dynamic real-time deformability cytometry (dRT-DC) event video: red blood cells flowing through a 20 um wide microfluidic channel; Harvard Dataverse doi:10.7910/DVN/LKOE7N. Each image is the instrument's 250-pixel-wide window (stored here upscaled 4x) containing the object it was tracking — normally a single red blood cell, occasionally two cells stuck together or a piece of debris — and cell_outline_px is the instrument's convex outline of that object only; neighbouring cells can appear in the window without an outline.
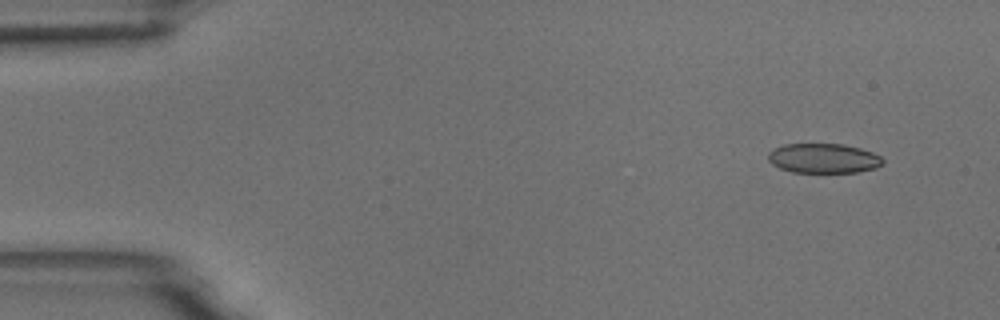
{"species": "common noctule bat (a hibernating species)", "species_latin": "Nyctalus noctula", "temperature_condition": "room temperature", "stored_images_in_passage": 4, "camera_frame_rate_fps": 3000, "um_per_image_px": 0.085, "animal": {"sex": "male", "body_mass_g": 18.8}, "frame": {"image": 1, "passage_image": 2, "time_ms": 0.333, "image_size_px": [1000, 320], "cell_outline_px": [[884, 160], [876, 168], [856, 172], [792, 172], [780, 168], [772, 164], [768, 160], [768, 152], [784, 144], [844, 144], [860, 148], [872, 152], [880, 156]], "centroid_in_image_um": [69.99, 13.45], "position_along_channel_um": 15.0, "area_um2": 19.71}}